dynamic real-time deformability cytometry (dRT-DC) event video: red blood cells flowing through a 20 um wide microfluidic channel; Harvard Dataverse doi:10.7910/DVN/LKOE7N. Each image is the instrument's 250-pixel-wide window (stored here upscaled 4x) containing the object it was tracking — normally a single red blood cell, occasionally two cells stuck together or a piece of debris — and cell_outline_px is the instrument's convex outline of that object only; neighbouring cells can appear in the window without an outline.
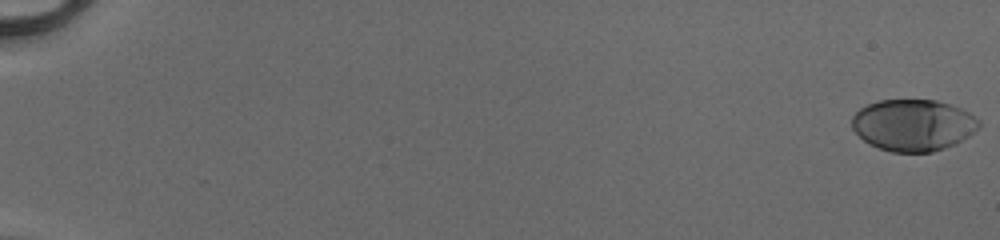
{"species": "human", "species_latin": "Homo sapiens", "temperature_condition": "cold", "stored_images_in_passage": 53, "camera_frame_rate_fps": 3000, "um_per_image_px": 0.085, "donor": {"sex": "male"}, "frame": {"image": 1, "passage_image": 1, "time_ms": 0.0, "image_size_px": [1000, 240], "cell_outline_px": [[980, 128], [956, 144], [932, 152], [892, 152], [880, 148], [864, 140], [852, 128], [852, 116], [860, 108], [868, 104], [880, 100], [936, 100], [960, 108], [968, 112], [980, 120]], "centroid_in_image_um": [77.64, 10.63], "position_along_channel_um": 7.4, "area_um2": 38.09}}
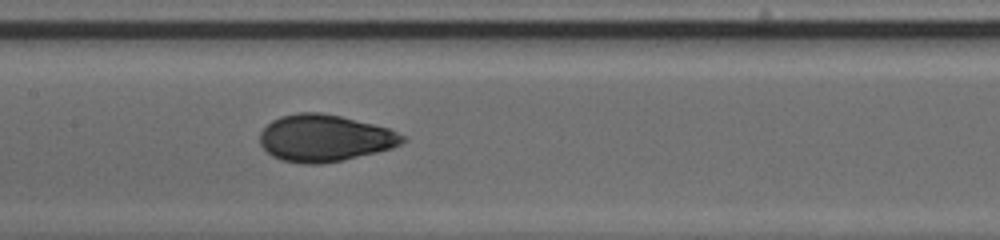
{"frame": {"image": 2, "passage_image": 29, "time_ms": 9.333, "image_size_px": [1000, 240], "cell_outline_px": [[404, 140], [400, 144], [392, 148], [344, 160], [320, 164], [304, 164], [280, 160], [272, 156], [260, 144], [260, 132], [272, 120], [280, 116], [296, 112], [320, 112], [340, 116], [388, 128], [404, 136]], "centroid_in_image_um": [27.56, 11.74], "position_along_channel_um": 179.8, "area_um2": 38.84}}
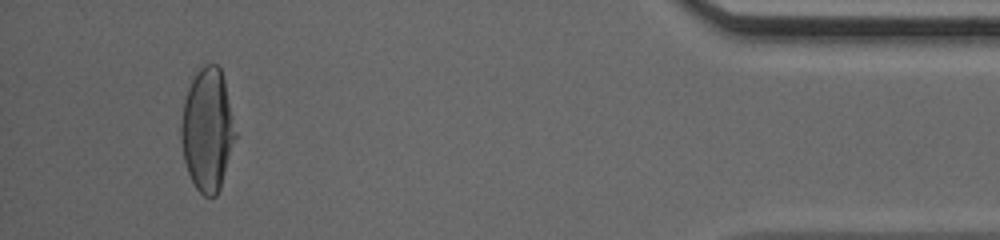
{"frame": {"image": 3, "passage_image": 50, "time_ms": 16.333, "image_size_px": [1000, 240], "cell_outline_px": [[236, 136], [220, 188], [216, 196], [204, 196], [196, 188], [188, 172], [184, 160], [180, 136], [180, 124], [184, 100], [188, 88], [196, 72], [204, 64], [216, 64], [220, 68], [224, 80], [236, 132]], "centroid_in_image_um": [17.61, 11.02], "position_along_channel_um": 417.6, "area_um2": 38.55}, "authors_computed_cell_mechanics": {"area_um2": 38.148, "velocity_mm_per_s": 4.1602, "shape_relaxation_time_tau1_ms": 4.1581, "shape_relaxation_time_tau2_ms": 0.7133, "deformation_change_tau1": 0.1859, "deformation_change_tau2": 0.0486}}